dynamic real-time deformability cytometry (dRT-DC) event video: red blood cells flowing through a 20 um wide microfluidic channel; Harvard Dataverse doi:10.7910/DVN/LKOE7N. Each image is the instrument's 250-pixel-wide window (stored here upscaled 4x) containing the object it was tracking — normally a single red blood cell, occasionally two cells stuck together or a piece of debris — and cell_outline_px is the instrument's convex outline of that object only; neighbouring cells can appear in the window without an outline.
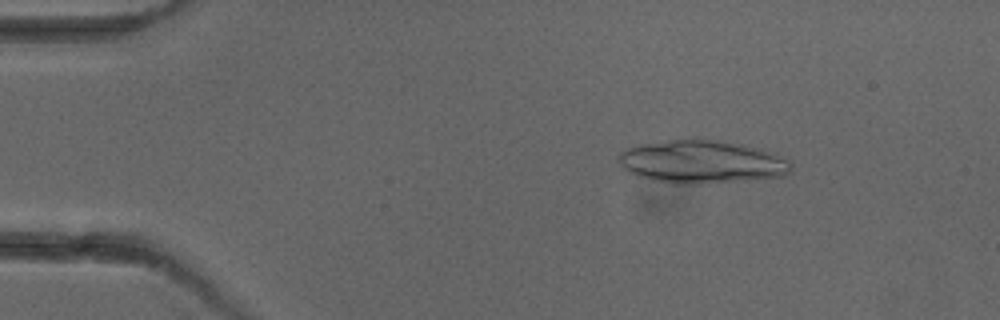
{"species": "common noctule bat (a hibernating species)", "species_latin": "Nyctalus noctula", "temperature_condition": "cold", "stored_images_in_passage": 5, "camera_frame_rate_fps": 3000, "um_per_image_px": 0.085, "animal": {"sex": "female"}, "frame": {"image": 1, "passage_image": 3, "time_ms": 2.333, "image_size_px": [1000, 320], "cell_outline_px": [[792, 172], [784, 176], [696, 184], [672, 184], [652, 180], [636, 176], [628, 172], [620, 164], [616, 156], [620, 152], [628, 148], [640, 144], [668, 140], [712, 140], [744, 144], [776, 152], [788, 160], [792, 164]], "centroid_in_image_um": [59.66, 13.76], "position_along_channel_um": 25.3, "area_um2": 43.41}}